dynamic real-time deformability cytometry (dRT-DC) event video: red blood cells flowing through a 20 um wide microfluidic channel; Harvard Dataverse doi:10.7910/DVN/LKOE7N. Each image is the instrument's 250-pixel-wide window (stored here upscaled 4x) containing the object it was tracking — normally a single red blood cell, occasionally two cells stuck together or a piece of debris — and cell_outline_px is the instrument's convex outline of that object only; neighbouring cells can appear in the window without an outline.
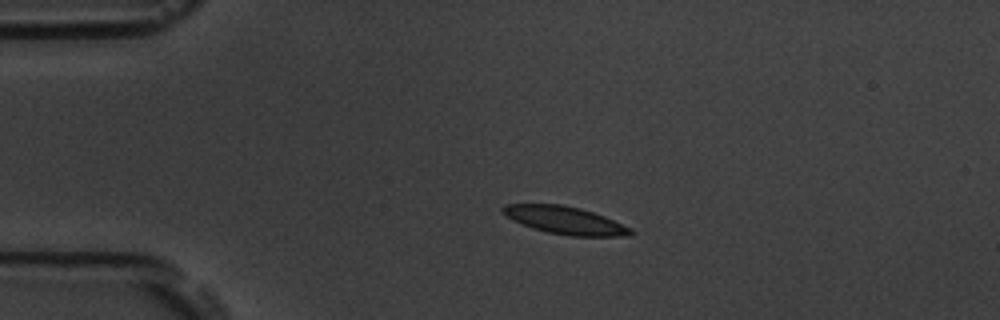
{"species": "common noctule bat (a hibernating species)", "species_latin": "Nyctalus noctula", "temperature_condition": "room temperature", "stored_images_in_passage": 43, "camera_frame_rate_fps": 3000, "um_per_image_px": 0.085, "animal": {"sex": "male", "body_mass_g": 19.5, "forearm_length_mm": 54.6}, "frame": {"image": 1, "passage_image": 1, "time_ms": 0.0, "image_size_px": [1000, 320], "cell_outline_px": [[632, 232], [628, 236], [568, 236], [548, 232], [532, 228], [512, 220], [504, 216], [500, 212], [500, 208], [504, 204], [560, 204], [580, 208], [604, 216], [632, 228]], "centroid_in_image_um": [47.97, 18.72], "position_along_channel_um": 37.0, "area_um2": 20.69}}
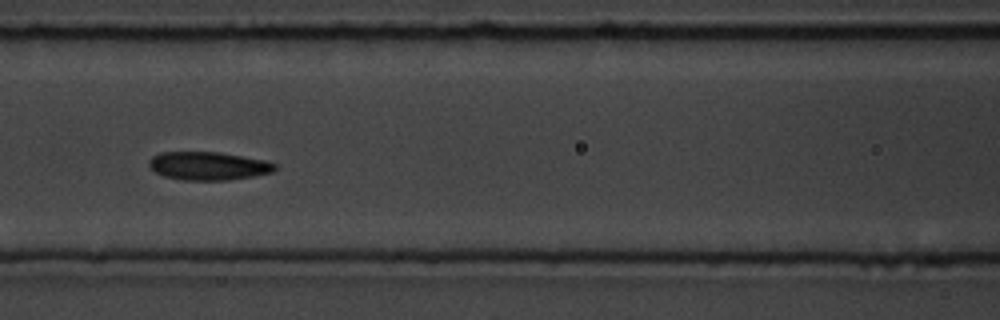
{"frame": {"image": 2, "passage_image": 13, "time_ms": 4.0, "image_size_px": [1000, 320], "cell_outline_px": [[276, 168], [272, 172], [252, 176], [228, 180], [180, 180], [164, 176], [156, 172], [148, 164], [148, 160], [152, 156], [160, 152], [220, 152], [264, 160], [276, 164]], "centroid_in_image_um": [17.67, 14.1], "position_along_channel_um": 148.9, "area_um2": 20.69}}
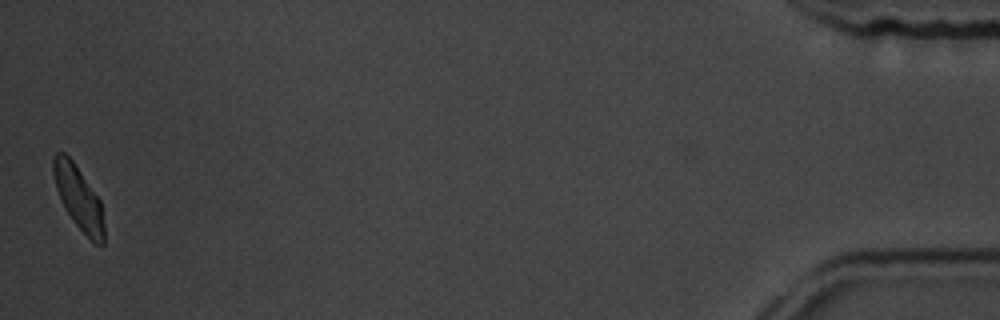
{"frame": {"image": 3, "passage_image": 43, "time_ms": 14.0, "image_size_px": [1000, 320], "cell_outline_px": [[104, 244], [96, 244], [72, 220], [64, 208], [56, 188], [52, 172], [52, 160], [56, 152], [64, 152], [72, 160], [100, 200], [104, 224]], "centroid_in_image_um": [6.66, 16.79], "position_along_channel_um": 428.5, "area_um2": 18.5}, "authors_computed_cell_mechanics": {"area_um2": 20.5768, "velocity_mm_per_s": 3.7371, "shape_relaxation_time_tau1_ms": 3.9719, "shape_relaxation_time_tau2_ms": 2.1321, "deformation_change_tau1": 0.134, "deformation_change_tau2": 0.0839}}